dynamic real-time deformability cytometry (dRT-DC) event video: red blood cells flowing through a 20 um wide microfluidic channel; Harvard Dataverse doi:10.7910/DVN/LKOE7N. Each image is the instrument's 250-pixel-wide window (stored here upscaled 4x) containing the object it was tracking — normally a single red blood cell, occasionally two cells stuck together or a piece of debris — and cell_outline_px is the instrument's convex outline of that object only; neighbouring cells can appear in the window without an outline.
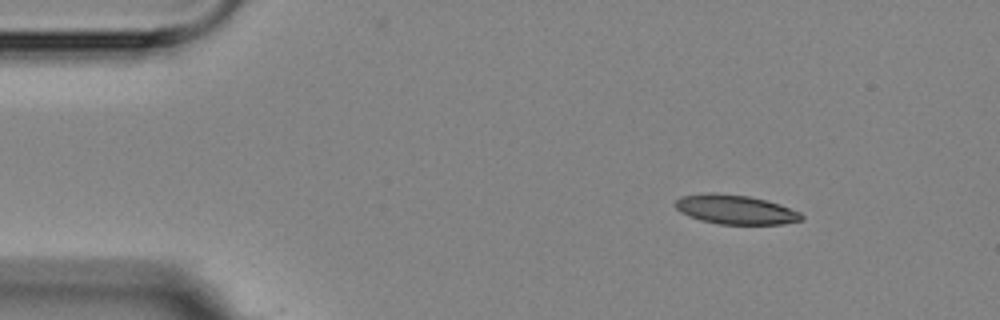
{"species": "Egyptian fruit bat (a non-hibernating species)", "species_latin": "Rousettus aegyptiacus", "temperature_condition": "room temperature", "stored_images_in_passage": 15, "camera_frame_rate_fps": 3000, "um_per_image_px": 0.085, "animal": {"sex": "female"}, "frame": {"image": 1, "passage_image": 1, "time_ms": 0.0, "image_size_px": [1000, 320], "cell_outline_px": [[804, 220], [784, 224], [720, 224], [700, 220], [688, 216], [680, 212], [676, 208], [676, 200], [680, 196], [708, 192], [716, 192], [748, 196], [780, 204], [800, 212], [804, 216]], "centroid_in_image_um": [62.51, 17.81], "position_along_channel_um": 22.5, "area_um2": 21.68}}
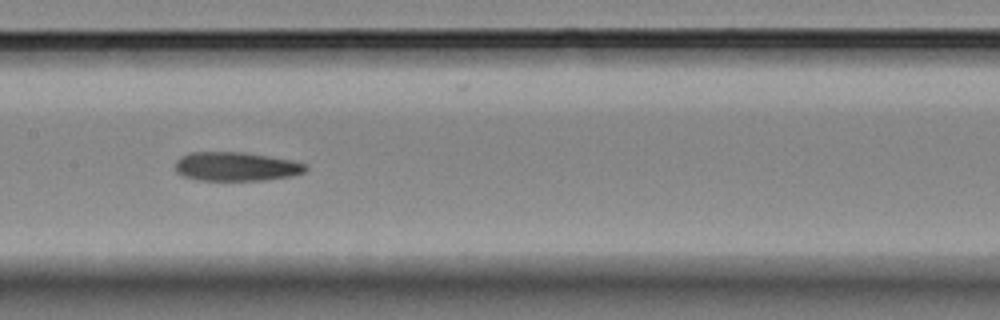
{"frame": {"image": 2, "passage_image": 7, "time_ms": 6.667, "image_size_px": [1000, 320], "cell_outline_px": [[308, 168], [304, 172], [292, 176], [260, 180], [200, 180], [184, 176], [176, 172], [176, 160], [180, 156], [188, 152], [244, 152], [292, 160], [308, 164]], "centroid_in_image_um": [20.07, 14.14], "position_along_channel_um": 187.3, "area_um2": 22.02}}
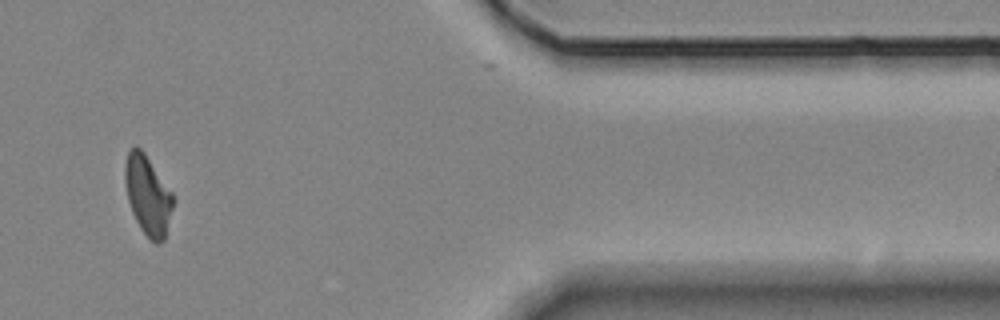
{"frame": {"image": 3, "passage_image": 13, "time_ms": 13.667, "image_size_px": [1000, 320], "cell_outline_px": [[176, 200], [164, 240], [160, 244], [156, 244], [140, 228], [132, 212], [128, 200], [124, 180], [124, 164], [128, 152], [136, 144], [144, 152], [172, 192]], "centroid_in_image_um": [12.58, 16.59], "position_along_channel_um": 398.8, "area_um2": 22.43}, "authors_computed_cell_mechanics": {"area_um2": 22.4842, "velocity_mm_per_s": 3.5398, "shape_relaxation_time_tau1_ms": null, "shape_relaxation_time_tau2_ms": 4.7022, "deformation_change_tau1": null, "deformation_change_tau2": 0.1163}}